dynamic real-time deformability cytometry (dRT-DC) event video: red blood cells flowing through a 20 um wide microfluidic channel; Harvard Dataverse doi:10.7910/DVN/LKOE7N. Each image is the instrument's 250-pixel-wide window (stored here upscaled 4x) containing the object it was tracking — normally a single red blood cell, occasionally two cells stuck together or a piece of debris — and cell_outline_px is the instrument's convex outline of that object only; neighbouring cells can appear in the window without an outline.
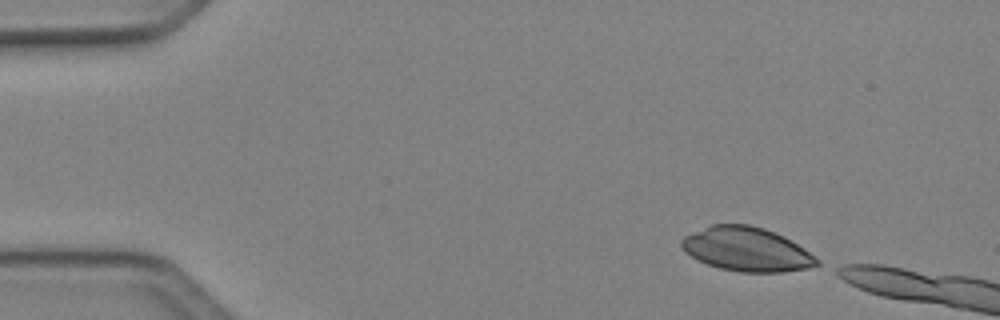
{"species": "Egyptian fruit bat (a non-hibernating species)", "species_latin": "Rousettus aegyptiacus", "temperature_condition": "cold", "stored_images_in_passage": 5, "camera_frame_rate_fps": 3000, "um_per_image_px": 0.085, "animal": {"sex": "female"}, "frame": {"image": 1, "passage_image": 1, "time_ms": 0.0, "image_size_px": [1000, 320], "cell_outline_px": [[820, 264], [808, 268], [784, 272], [740, 272], [720, 268], [696, 260], [684, 252], [680, 244], [680, 240], [684, 236], [712, 224], [748, 224], [764, 228], [784, 236], [804, 248], [820, 260]], "centroid_in_image_um": [63.45, 21.19], "position_along_channel_um": 21.5, "area_um2": 34.85}}